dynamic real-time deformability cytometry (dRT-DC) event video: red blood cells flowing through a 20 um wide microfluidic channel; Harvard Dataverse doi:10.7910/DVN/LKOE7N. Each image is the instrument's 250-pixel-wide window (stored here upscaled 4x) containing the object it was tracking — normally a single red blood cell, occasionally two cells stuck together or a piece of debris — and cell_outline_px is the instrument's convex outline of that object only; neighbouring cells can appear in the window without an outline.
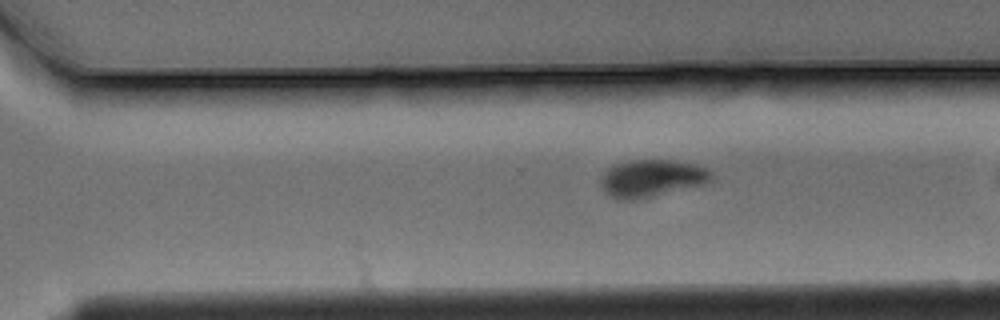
{"species": "Egyptian fruit bat (a non-hibernating species)", "species_latin": "Rousettus aegyptiacus", "temperature_condition": "warm", "stored_images_in_passage": 12, "segment_of_instrument_passage": [2, 2], "camera_frame_rate_fps": 3000, "um_per_image_px": 0.085, "animal": {"sex": "male"}, "frame": {"image": 1, "passage_image": 12, "time_ms": 3.667, "image_size_px": [1000, 320], "cell_outline_px": [[712, 176], [704, 184], [636, 200], [616, 200], [608, 196], [604, 192], [600, 184], [600, 176], [608, 168], [616, 164], [632, 160], [672, 160], [696, 164], [708, 168], [712, 172]], "centroid_in_image_um": [55.34, 15.16], "position_along_channel_um": 315.3, "area_um2": 24.22}}